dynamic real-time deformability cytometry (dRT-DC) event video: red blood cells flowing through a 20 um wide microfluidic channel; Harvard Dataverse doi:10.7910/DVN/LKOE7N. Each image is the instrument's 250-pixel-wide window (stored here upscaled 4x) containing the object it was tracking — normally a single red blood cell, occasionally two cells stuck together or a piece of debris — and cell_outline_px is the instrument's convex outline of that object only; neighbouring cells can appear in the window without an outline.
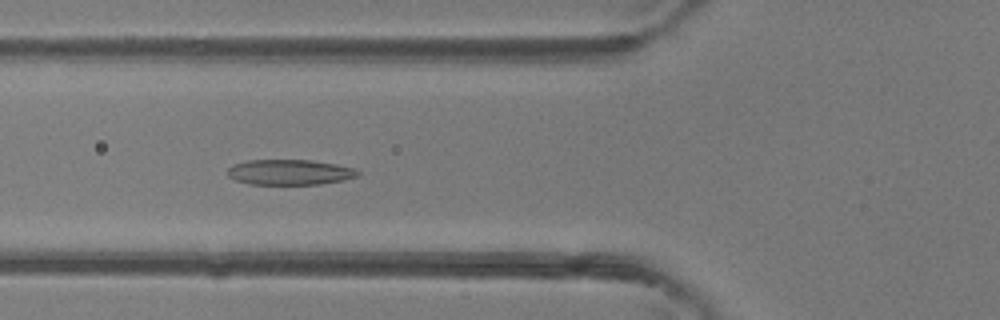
{"species": "common noctule bat (a hibernating species)", "species_latin": "Nyctalus noctula", "temperature_condition": "room temperature", "stored_images_in_passage": 47, "camera_frame_rate_fps": 3000, "um_per_image_px": 0.085, "animal": {"sex": "female"}, "frame": {"image": 1, "passage_image": 18, "time_ms": 5.667, "image_size_px": [1000, 320], "cell_outline_px": [[360, 176], [344, 180], [320, 184], [252, 184], [236, 180], [228, 176], [228, 168], [232, 164], [248, 160], [312, 160], [336, 164], [356, 168], [360, 172]], "centroid_in_image_um": [24.67, 14.63], "position_along_channel_um": 101.1, "area_um2": 19.36}}
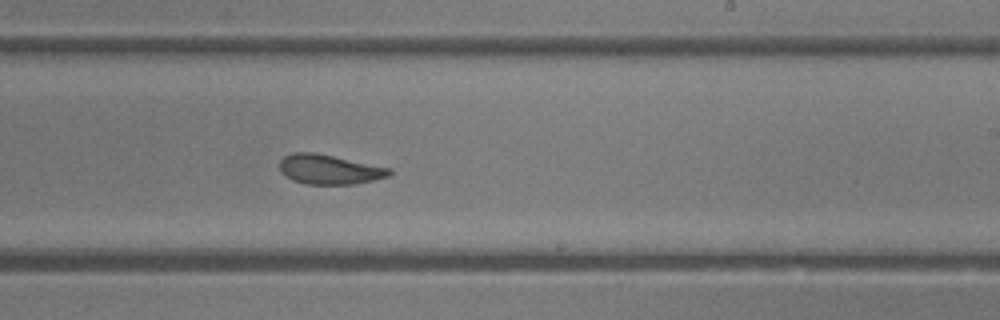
{"frame": {"image": 2, "passage_image": 29, "time_ms": 9.333, "image_size_px": [1000, 320], "cell_outline_px": [[392, 172], [388, 176], [376, 180], [356, 184], [304, 184], [292, 180], [284, 176], [280, 172], [280, 160], [284, 156], [292, 152], [312, 152], [392, 168]], "centroid_in_image_um": [27.98, 14.41], "position_along_channel_um": 261.0, "area_um2": 19.07}}
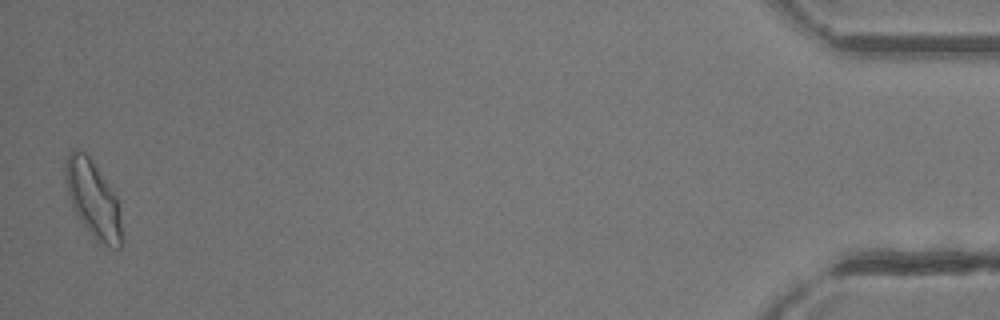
{"frame": {"image": 3, "passage_image": 47, "time_ms": 15.333, "image_size_px": [1000, 320], "cell_outline_px": [[120, 248], [116, 252], [96, 240], [84, 224], [76, 212], [72, 204], [64, 180], [64, 164], [68, 152], [72, 148], [76, 148], [84, 152], [92, 160], [116, 196], [120, 212]], "centroid_in_image_um": [7.89, 16.89], "position_along_channel_um": 427.3, "area_um2": 24.97}, "authors_computed_cell_mechanics": {"area_um2": 20.6924, "velocity_mm_per_s": 4.3519, "shape_relaxation_time_tau1_ms": 4.3841, "shape_relaxation_time_tau2_ms": 1.4137, "deformation_change_tau1": 0.1643, "deformation_change_tau2": 0.0822}}